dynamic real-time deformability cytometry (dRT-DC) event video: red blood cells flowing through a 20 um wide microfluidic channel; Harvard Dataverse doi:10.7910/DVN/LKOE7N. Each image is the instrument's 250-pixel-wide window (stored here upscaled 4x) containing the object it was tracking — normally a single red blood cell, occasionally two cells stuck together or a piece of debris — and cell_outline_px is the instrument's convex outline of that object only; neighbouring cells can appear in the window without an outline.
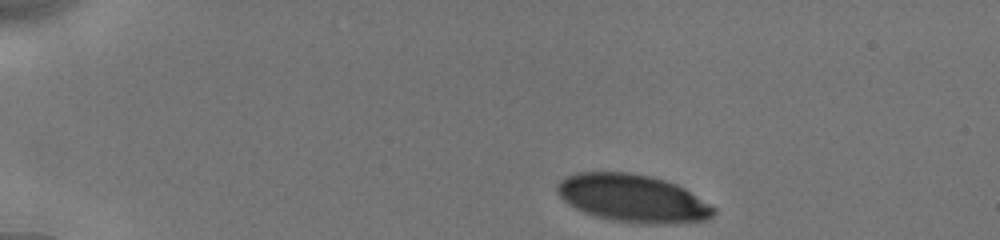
{"species": "human", "species_latin": "Homo sapiens", "temperature_condition": "cold", "stored_images_in_passage": 9, "camera_frame_rate_fps": 3000, "um_per_image_px": 0.085, "donor": {"sex": "male"}, "frame": {"image": 1, "passage_image": 1, "time_ms": 0.0, "image_size_px": [1000, 240], "cell_outline_px": [[716, 212], [708, 220], [668, 224], [640, 224], [612, 220], [596, 216], [584, 212], [568, 204], [560, 196], [556, 188], [556, 184], [564, 176], [576, 172], [632, 172], [652, 176], [676, 184], [684, 188], [716, 208]], "centroid_in_image_um": [53.78, 16.85], "position_along_channel_um": 31.2, "area_um2": 43.81}}
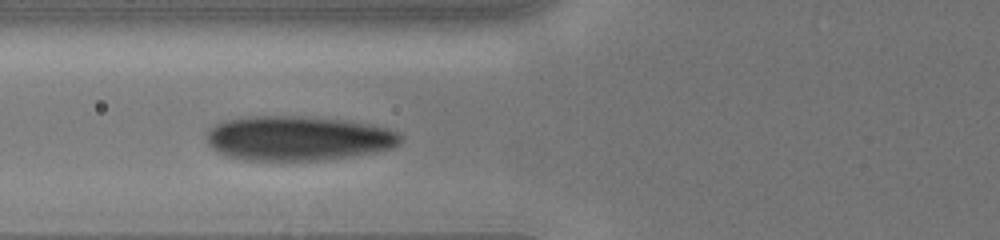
{"frame": {"image": 2, "passage_image": 6, "time_ms": 4.0, "image_size_px": [1000, 240], "cell_outline_px": [[404, 136], [400, 144], [392, 148], [376, 152], [352, 156], [324, 160], [244, 160], [228, 156], [216, 152], [208, 144], [204, 132], [208, 128], [224, 120], [248, 116], [304, 116], [344, 120], [368, 124], [388, 128], [400, 132]], "centroid_in_image_um": [25.32, 11.75], "position_along_channel_um": 100.5, "area_um2": 51.04}}
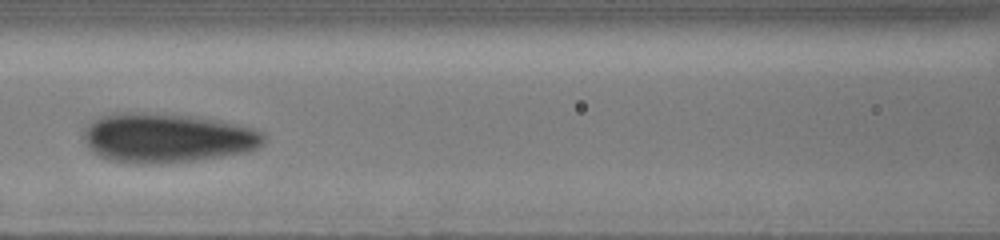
{"frame": {"image": 3, "passage_image": 8, "time_ms": 5.333, "image_size_px": [1000, 240], "cell_outline_px": [[264, 140], [260, 148], [248, 152], [196, 160], [160, 164], [132, 164], [108, 160], [92, 152], [88, 148], [84, 140], [84, 128], [92, 120], [100, 116], [112, 112], [144, 112], [192, 116], [220, 120], [252, 128], [264, 132]], "centroid_in_image_um": [14.16, 11.72], "position_along_channel_um": 152.4, "area_um2": 52.6}}